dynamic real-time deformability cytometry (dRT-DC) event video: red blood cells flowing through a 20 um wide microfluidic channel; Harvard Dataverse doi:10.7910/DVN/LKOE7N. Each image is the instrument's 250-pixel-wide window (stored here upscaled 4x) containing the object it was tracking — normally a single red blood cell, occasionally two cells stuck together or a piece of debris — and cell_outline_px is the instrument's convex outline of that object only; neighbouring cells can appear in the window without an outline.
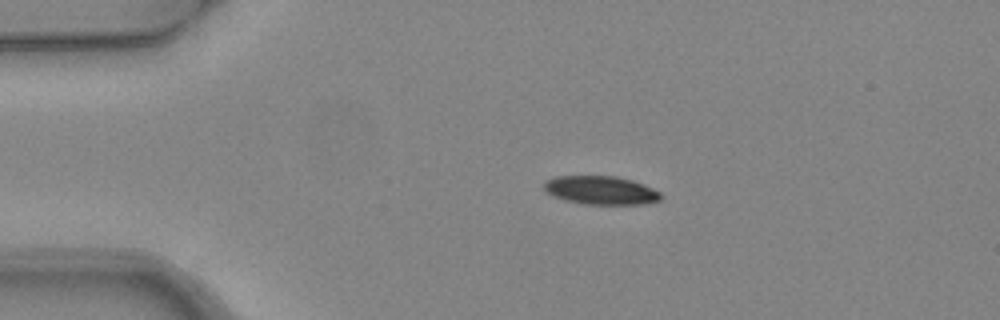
{"species": "common noctule bat (a hibernating species)", "species_latin": "Nyctalus noctula", "temperature_condition": "warm", "stored_images_in_passage": 4, "camera_frame_rate_fps": 3000, "um_per_image_px": 0.085, "animal": {"sex": "female", "body_mass_g": 24.6, "forearm_length_mm": 56.2}, "frame": {"image": 1, "passage_image": 3, "time_ms": 0.667, "image_size_px": [1000, 320], "cell_outline_px": [[660, 200], [648, 204], [584, 204], [564, 200], [552, 196], [544, 188], [544, 180], [556, 176], [616, 176], [632, 180], [644, 184], [660, 192]], "centroid_in_image_um": [51.06, 16.17], "position_along_channel_um": 33.9, "area_um2": 19.48}}